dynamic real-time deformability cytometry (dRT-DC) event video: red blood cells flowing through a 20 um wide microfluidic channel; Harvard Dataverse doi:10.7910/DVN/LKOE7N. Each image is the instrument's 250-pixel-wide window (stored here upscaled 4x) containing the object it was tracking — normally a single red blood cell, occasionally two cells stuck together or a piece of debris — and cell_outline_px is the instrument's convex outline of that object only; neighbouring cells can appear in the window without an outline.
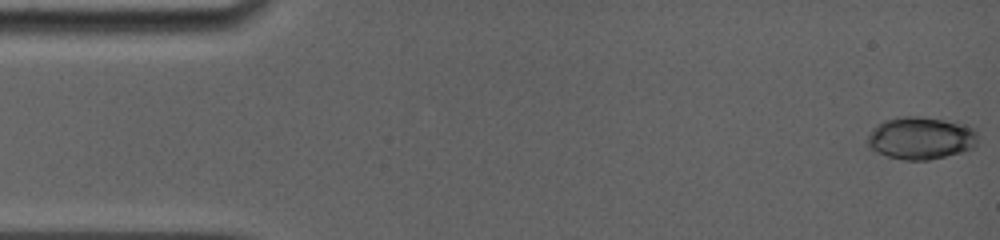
{"species": "common noctule bat (a hibernating species)", "species_latin": "Nyctalus noctula", "temperature_condition": "room temperature", "stored_images_in_passage": 43, "camera_frame_rate_fps": 5000, "um_per_image_px": 0.085, "animal": {"sex": "female", "body_mass_g": 19.0, "forearm_length_mm": 56.7}, "frame": {"image": 1, "passage_image": 1, "time_ms": 0.0, "image_size_px": [1000, 240], "cell_outline_px": [[976, 144], [972, 148], [964, 152], [928, 160], [904, 160], [888, 156], [876, 152], [868, 148], [868, 132], [876, 124], [884, 120], [900, 116], [920, 116], [956, 120], [968, 124], [976, 132]], "centroid_in_image_um": [78.27, 11.71], "position_along_channel_um": 6.7, "area_um2": 27.98}}
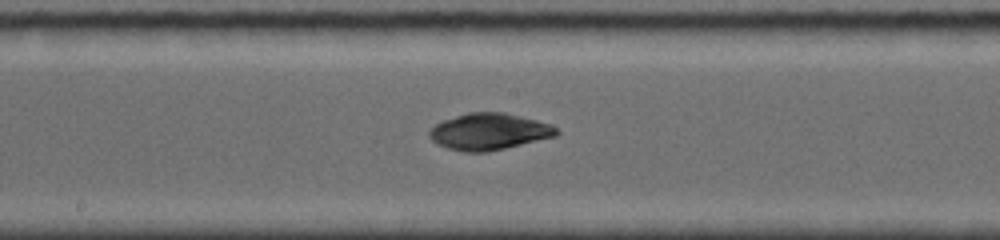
{"frame": {"image": 2, "passage_image": 24, "time_ms": 8.4, "image_size_px": [1000, 240], "cell_outline_px": [[560, 132], [556, 136], [504, 148], [484, 152], [468, 152], [448, 148], [432, 140], [428, 136], [428, 132], [436, 124], [444, 120], [468, 112], [504, 112], [536, 120], [548, 124], [556, 128]], "centroid_in_image_um": [41.56, 11.18], "position_along_channel_um": 206.6, "area_um2": 26.65}}
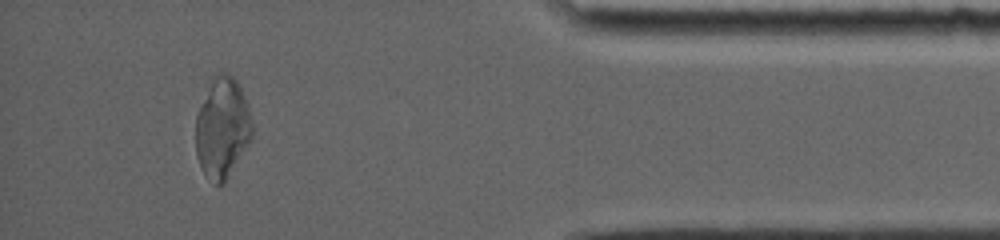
{"frame": {"image": 3, "passage_image": 43, "time_ms": 14.6, "image_size_px": [1000, 240], "cell_outline_px": [[252, 136], [248, 144], [224, 184], [216, 184], [200, 168], [196, 152], [196, 116], [216, 72], [228, 72], [236, 80], [248, 104], [252, 120]], "centroid_in_image_um": [18.91, 10.87], "position_along_channel_um": 416.3, "area_um2": 32.66}, "authors_computed_cell_mechanics": {"area_um2": 26.588, "velocity_mm_per_s": 3.8651, "shape_relaxation_time_tau1_ms": 8.5153, "shape_relaxation_time_tau2_ms": 1.0833, "deformation_change_tau1": 0.2184, "deformation_change_tau2": 0.0345}}